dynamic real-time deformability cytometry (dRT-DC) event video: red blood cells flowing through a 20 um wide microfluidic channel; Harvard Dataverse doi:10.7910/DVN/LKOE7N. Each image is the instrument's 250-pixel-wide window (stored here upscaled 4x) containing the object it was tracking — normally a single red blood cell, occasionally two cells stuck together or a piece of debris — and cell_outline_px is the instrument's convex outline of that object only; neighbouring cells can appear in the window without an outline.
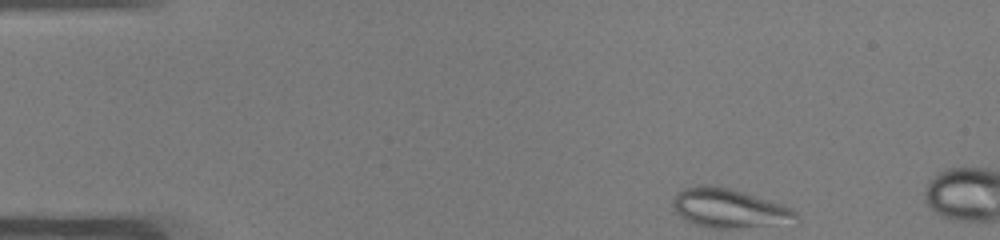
{"species": "common noctule bat (a hibernating species)", "species_latin": "Nyctalus noctula", "temperature_condition": "warm", "stored_images_in_passage": 6, "camera_frame_rate_fps": 3000, "um_per_image_px": 0.085, "animal": {"sex": "male", "body_mass_g": 19.0, "forearm_length_mm": 50.8}, "frame": {"image": 1, "passage_image": 1, "time_ms": 0.0, "image_size_px": [1000, 240], "cell_outline_px": [[788, 212], [744, 224], [712, 224], [696, 220], [684, 212], [676, 204], [680, 196], [684, 192], [696, 188], [716, 188], [732, 192], [780, 208]], "centroid_in_image_um": [61.57, 17.6], "position_along_channel_um": 23.4, "area_um2": 19.02}}